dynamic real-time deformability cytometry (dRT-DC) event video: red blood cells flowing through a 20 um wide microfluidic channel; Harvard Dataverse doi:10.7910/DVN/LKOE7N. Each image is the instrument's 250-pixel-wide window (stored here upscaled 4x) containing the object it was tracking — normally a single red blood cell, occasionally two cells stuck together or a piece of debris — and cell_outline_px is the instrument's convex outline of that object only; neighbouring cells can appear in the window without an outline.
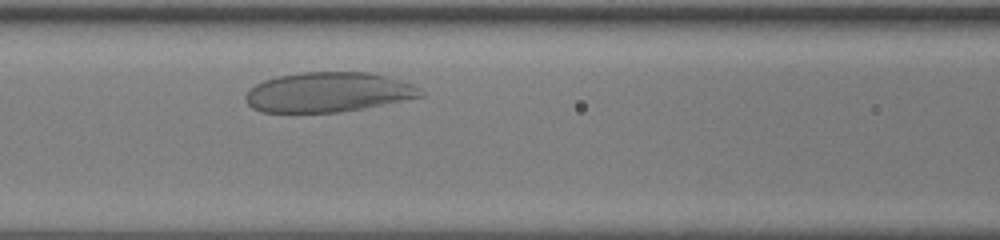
{"species": "human", "species_latin": "Homo sapiens", "temperature_condition": "room temperature", "stored_images_in_passage": 25, "camera_frame_rate_fps": 3000, "um_per_image_px": 0.085, "donor": {"sex": "female"}, "frame": {"image": 1, "passage_image": 6, "time_ms": 1.667, "image_size_px": [1000, 240], "cell_outline_px": [[424, 96], [364, 108], [336, 112], [260, 112], [252, 108], [244, 100], [244, 96], [248, 88], [264, 80], [280, 76], [300, 72], [368, 72], [384, 76], [412, 84], [420, 88], [424, 92]], "centroid_in_image_um": [27.85, 7.84], "position_along_channel_um": 138.7, "area_um2": 40.58}}
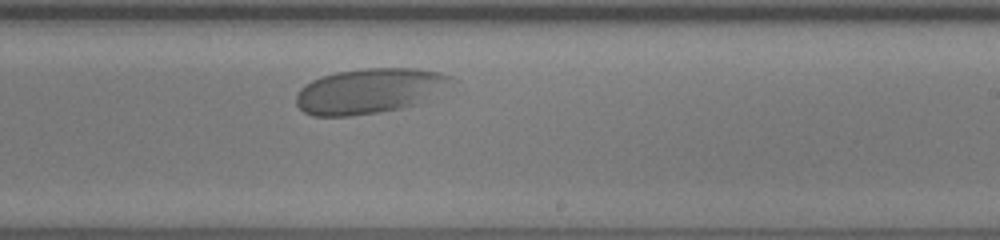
{"frame": {"image": 2, "passage_image": 15, "time_ms": 4.667, "image_size_px": [1000, 240], "cell_outline_px": [[448, 76], [444, 80], [416, 104], [400, 108], [376, 112], [348, 116], [312, 116], [304, 112], [296, 104], [296, 92], [304, 84], [320, 76], [336, 72], [364, 68], [416, 68], [440, 72]], "centroid_in_image_um": [31.13, 7.72], "position_along_channel_um": 257.9, "area_um2": 39.25}}
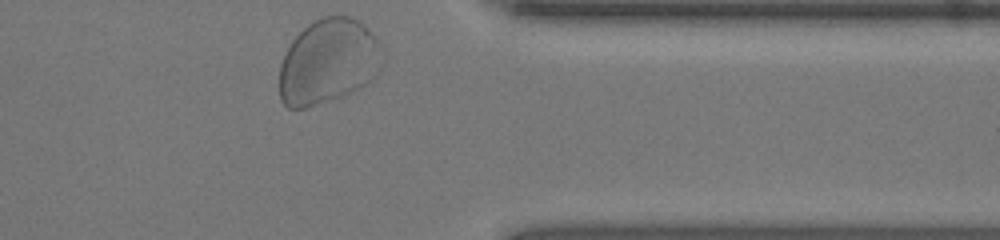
{"frame": {"image": 3, "passage_image": 25, "time_ms": 8.0, "image_size_px": [1000, 240], "cell_outline_px": [[376, 40], [372, 80], [360, 88], [340, 96], [304, 108], [288, 108], [280, 100], [280, 64], [292, 40], [308, 24], [324, 16], [352, 16], [360, 20], [376, 36]], "centroid_in_image_um": [27.79, 5.22], "position_along_channel_um": 383.6, "area_um2": 49.3}, "authors_computed_cell_mechanics": {"area_um2": 40.9224, "velocity_mm_per_s": 3.9597, "shape_relaxation_time_tau1_ms": 4.887, "shape_relaxation_time_tau2_ms": null, "deformation_change_tau1": 0.141, "deformation_change_tau2": null}}